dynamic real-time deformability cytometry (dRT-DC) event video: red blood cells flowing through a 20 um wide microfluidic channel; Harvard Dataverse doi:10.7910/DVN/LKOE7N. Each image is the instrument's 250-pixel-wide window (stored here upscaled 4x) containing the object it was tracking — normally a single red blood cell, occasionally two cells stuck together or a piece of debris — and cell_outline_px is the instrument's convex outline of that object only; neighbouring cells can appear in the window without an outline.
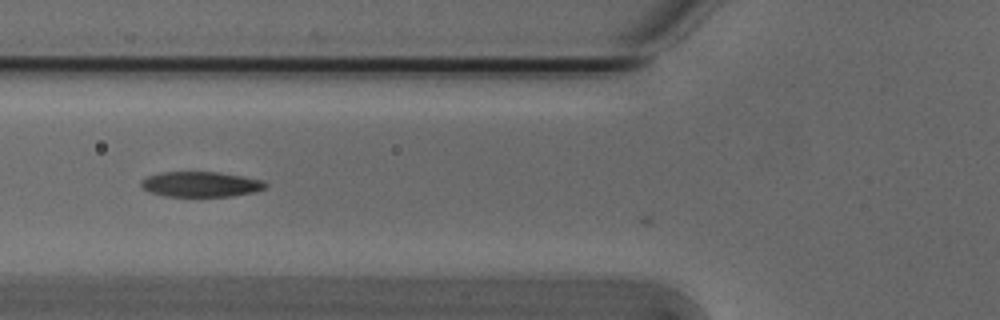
{"species": "Egyptian fruit bat (a non-hibernating species)", "species_latin": "Rousettus aegyptiacus", "temperature_condition": "cold", "stored_images_in_passage": 4, "camera_frame_rate_fps": 3000, "um_per_image_px": 0.085, "animal": {"sex": "male"}, "frame": {"image": 1, "passage_image": 2, "time_ms": 0.333, "image_size_px": [1000, 320], "cell_outline_px": [[268, 184], [264, 188], [256, 192], [232, 196], [164, 196], [148, 192], [140, 184], [140, 180], [148, 176], [160, 172], [220, 172], [260, 180]], "centroid_in_image_um": [17.03, 15.66], "position_along_channel_um": 108.8, "area_um2": 18.26}}